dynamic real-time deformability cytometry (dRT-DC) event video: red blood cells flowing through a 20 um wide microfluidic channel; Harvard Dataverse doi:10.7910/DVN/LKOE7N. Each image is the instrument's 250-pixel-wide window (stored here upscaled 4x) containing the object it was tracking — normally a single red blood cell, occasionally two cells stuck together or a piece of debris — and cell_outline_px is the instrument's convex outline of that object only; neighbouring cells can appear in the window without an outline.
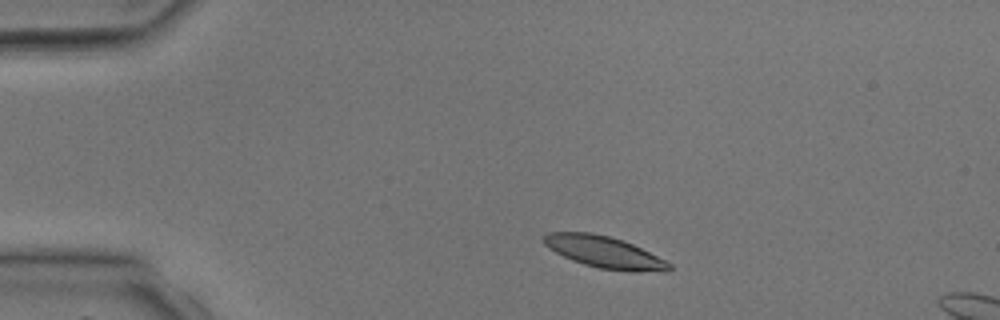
{"species": "common noctule bat (a hibernating species)", "species_latin": "Nyctalus noctula", "temperature_condition": "room temperature", "stored_images_in_passage": 2, "camera_frame_rate_fps": 3000, "um_per_image_px": 0.085, "animal": {"sex": "male", "body_mass_g": 17.9, "forearm_length_mm": 54.2}, "frame": {"image": 1, "passage_image": 1, "time_ms": 0.0, "image_size_px": [1000, 320], "cell_outline_px": [[672, 268], [668, 272], [636, 272], [600, 268], [584, 264], [572, 260], [548, 248], [544, 244], [544, 236], [548, 232], [592, 232], [608, 236], [632, 244], [672, 264]], "centroid_in_image_um": [51.38, 21.44], "position_along_channel_um": 33.6, "area_um2": 22.95}}